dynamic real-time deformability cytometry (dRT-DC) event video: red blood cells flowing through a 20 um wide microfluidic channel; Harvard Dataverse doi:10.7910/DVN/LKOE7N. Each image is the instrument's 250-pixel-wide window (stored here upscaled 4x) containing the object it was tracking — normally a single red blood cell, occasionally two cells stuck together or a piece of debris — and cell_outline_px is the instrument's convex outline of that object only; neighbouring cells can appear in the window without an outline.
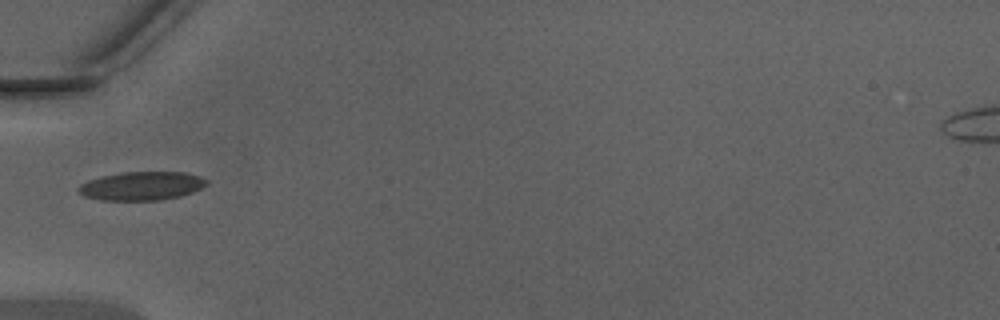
{"species": "Egyptian fruit bat (a non-hibernating species)", "species_latin": "Rousettus aegyptiacus", "temperature_condition": "warm", "stored_images_in_passage": 32, "camera_frame_rate_fps": 3000, "um_per_image_px": 0.085, "animal": {"sex": "male"}, "frame": {"image": 1, "passage_image": 1, "time_ms": 0.0, "image_size_px": [1000, 320], "cell_outline_px": [[208, 184], [192, 192], [180, 196], [156, 200], [100, 200], [84, 196], [76, 192], [76, 188], [80, 184], [88, 180], [104, 176], [124, 172], [188, 172], [200, 176], [208, 180]], "centroid_in_image_um": [12.02, 15.8], "position_along_channel_um": 73.0, "area_um2": 21.39}}
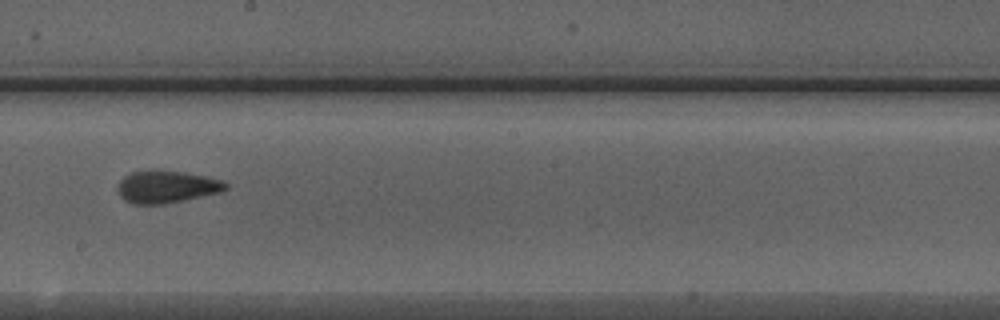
{"frame": {"image": 2, "passage_image": 12, "time_ms": 3.667, "image_size_px": [1000, 320], "cell_outline_px": [[228, 188], [220, 192], [184, 200], [164, 204], [132, 204], [124, 200], [120, 196], [120, 180], [124, 176], [132, 172], [152, 168], [184, 172], [208, 176], [224, 180], [228, 184]], "centroid_in_image_um": [14.2, 15.85], "position_along_channel_um": 234.0, "area_um2": 20.63}}
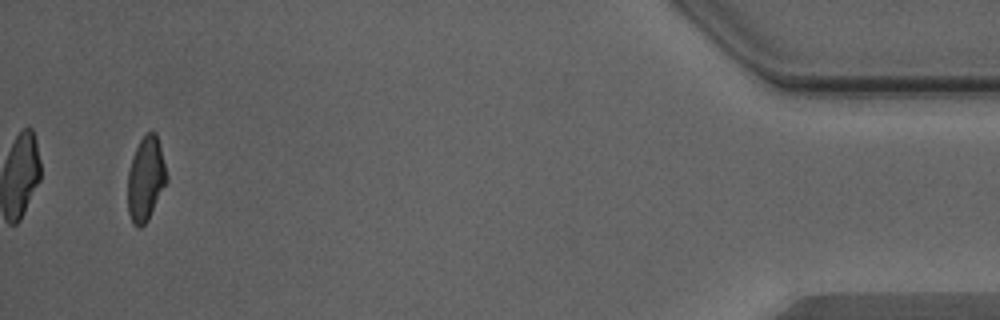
{"frame": {"image": 3, "passage_image": 30, "time_ms": 9.667, "image_size_px": [1000, 320], "cell_outline_px": [[168, 180], [148, 220], [140, 228], [136, 228], [132, 224], [128, 212], [128, 172], [132, 156], [140, 140], [148, 132], [156, 132], [168, 176]], "centroid_in_image_um": [12.38, 15.24], "position_along_channel_um": 422.8, "area_um2": 19.13}, "authors_computed_cell_mechanics": {"area_um2": 20.0277, "velocity_mm_per_s": 4.3928, "shape_relaxation_time_tau1_ms": 7.1741, "shape_relaxation_time_tau2_ms": 1.1859, "deformation_change_tau1": 0.2074, "deformation_change_tau2": 0.0784}}